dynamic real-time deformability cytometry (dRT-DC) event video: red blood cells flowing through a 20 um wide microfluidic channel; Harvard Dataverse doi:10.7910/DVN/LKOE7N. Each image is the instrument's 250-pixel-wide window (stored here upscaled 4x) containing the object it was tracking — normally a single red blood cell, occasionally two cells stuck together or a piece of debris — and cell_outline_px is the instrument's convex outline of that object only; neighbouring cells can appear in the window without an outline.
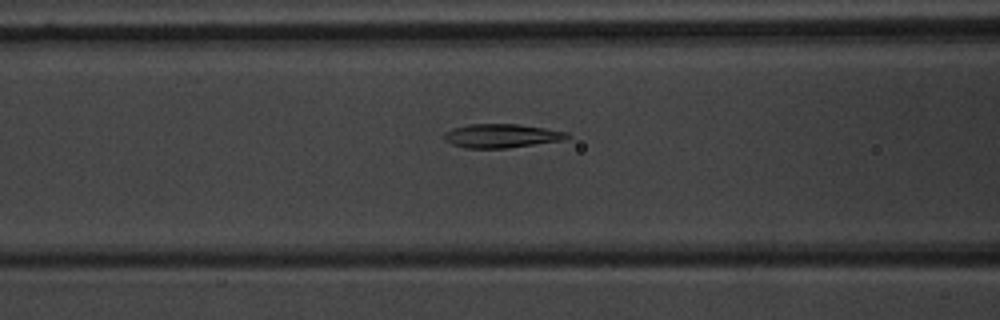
{"species": "common noctule bat (a hibernating species)", "species_latin": "Nyctalus noctula", "temperature_condition": "warm", "stored_images_in_passage": 36, "camera_frame_rate_fps": 3000, "um_per_image_px": 0.085, "animal": {"sex": "male", "body_mass_g": 20.1, "forearm_length_mm": 53.5}, "frame": {"image": 1, "passage_image": 5, "time_ms": 1.333, "image_size_px": [1000, 320], "cell_outline_px": [[568, 136], [564, 140], [508, 148], [464, 148], [452, 144], [444, 140], [444, 132], [452, 128], [468, 124], [516, 124], [544, 128], [568, 132]], "centroid_in_image_um": [42.58, 11.55], "position_along_channel_um": 124.0, "area_um2": 17.05}}
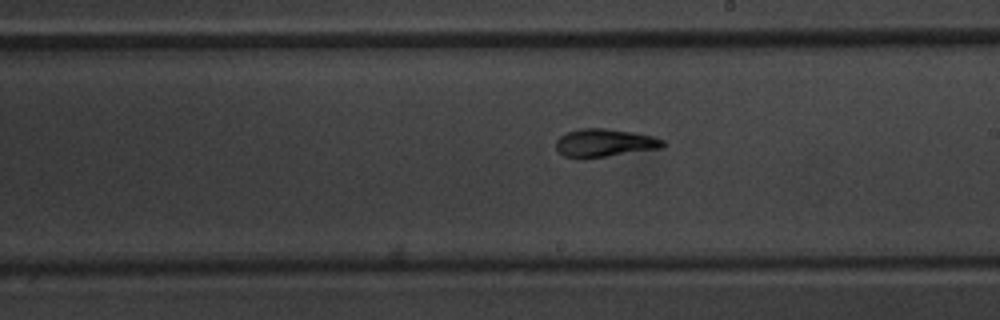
{"frame": {"image": 2, "passage_image": 14, "time_ms": 4.333, "image_size_px": [1000, 320], "cell_outline_px": [[664, 148], [608, 156], [564, 156], [556, 148], [556, 140], [560, 136], [568, 132], [580, 128], [604, 128], [632, 132], [652, 136], [664, 140]], "centroid_in_image_um": [51.43, 12.12], "position_along_channel_um": 237.6, "area_um2": 17.05}}
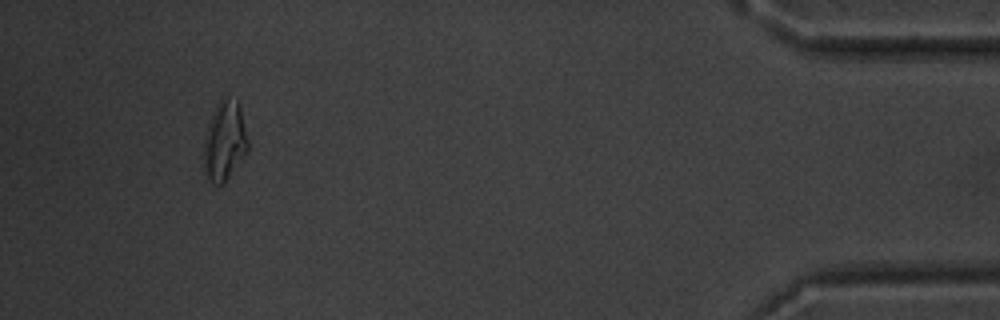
{"frame": {"image": 3, "passage_image": 33, "time_ms": 10.667, "image_size_px": [1000, 320], "cell_outline_px": [[248, 152], [224, 184], [212, 184], [200, 168], [204, 136], [212, 112], [220, 100], [224, 100], [236, 104], [240, 108], [248, 140]], "centroid_in_image_um": [19.03, 12.14], "position_along_channel_um": 416.2, "area_um2": 20.69}, "authors_computed_cell_mechanics": {"area_um2": 17.2244, "velocity_mm_per_s": 3.793, "shape_relaxation_time_tau1_ms": 4.9459, "shape_relaxation_time_tau2_ms": 2.0284, "deformation_change_tau1": 0.2125, "deformation_change_tau2": 0.0789}}